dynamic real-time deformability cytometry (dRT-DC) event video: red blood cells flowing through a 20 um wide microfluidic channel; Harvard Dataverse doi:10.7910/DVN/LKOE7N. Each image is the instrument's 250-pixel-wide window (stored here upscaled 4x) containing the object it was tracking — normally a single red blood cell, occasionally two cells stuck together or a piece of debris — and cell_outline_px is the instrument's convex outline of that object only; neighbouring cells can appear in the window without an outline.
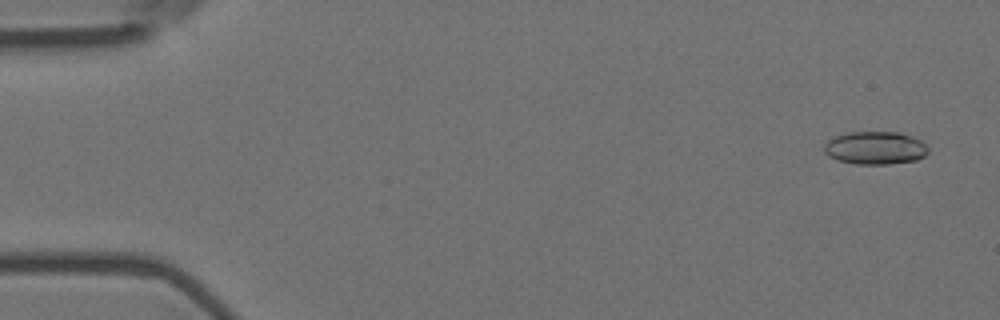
{"species": "Egyptian fruit bat (a non-hibernating species)", "species_latin": "Rousettus aegyptiacus", "temperature_condition": "room temperature", "stored_images_in_passage": 5, "camera_frame_rate_fps": 3000, "um_per_image_px": 0.085, "animal": {"sex": "female"}, "frame": {"image": 1, "passage_image": 1, "time_ms": 0.0, "image_size_px": [1000, 320], "cell_outline_px": [[928, 152], [924, 156], [916, 160], [888, 164], [856, 164], [836, 160], [828, 156], [824, 152], [824, 144], [828, 140], [836, 136], [848, 132], [900, 132], [912, 136], [920, 140], [928, 148]], "centroid_in_image_um": [74.38, 12.57], "position_along_channel_um": 10.6, "area_um2": 20.06}}
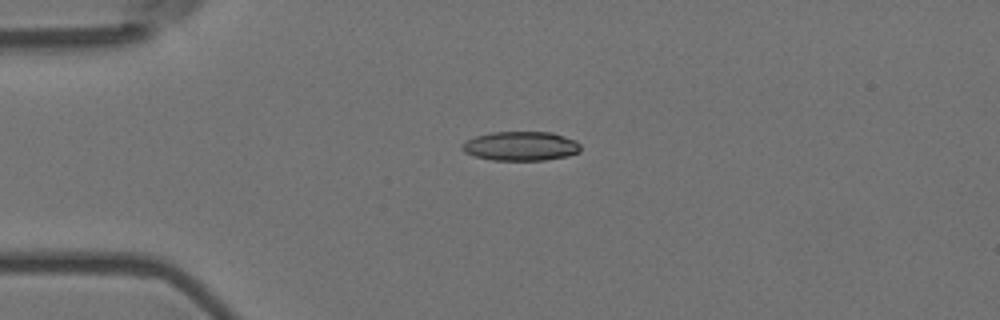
{"frame": {"image": 2, "passage_image": 4, "time_ms": 1.0, "image_size_px": [1000, 320], "cell_outline_px": [[580, 152], [568, 156], [544, 160], [492, 160], [476, 156], [464, 152], [460, 148], [460, 144], [476, 136], [492, 132], [552, 132], [576, 140], [580, 144]], "centroid_in_image_um": [44.28, 12.41], "position_along_channel_um": 40.7, "area_um2": 20.23}}